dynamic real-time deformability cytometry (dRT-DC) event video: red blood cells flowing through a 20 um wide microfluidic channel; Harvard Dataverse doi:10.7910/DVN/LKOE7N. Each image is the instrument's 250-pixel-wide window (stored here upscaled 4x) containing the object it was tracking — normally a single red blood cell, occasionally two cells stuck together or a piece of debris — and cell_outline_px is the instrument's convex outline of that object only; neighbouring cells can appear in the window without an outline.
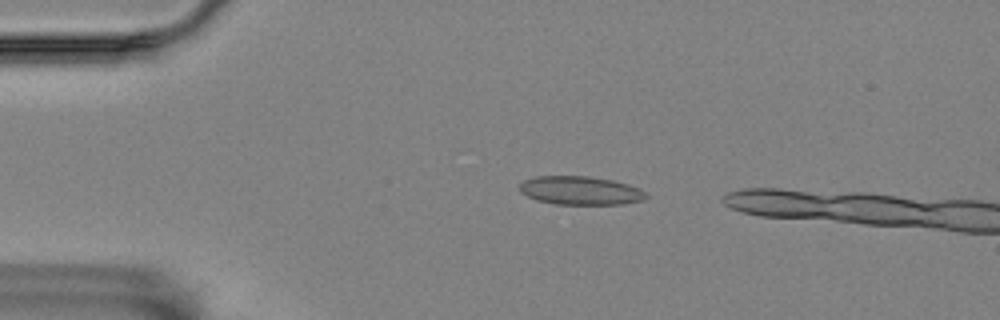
{"species": "Egyptian fruit bat (a non-hibernating species)", "species_latin": "Rousettus aegyptiacus", "temperature_condition": "room temperature", "stored_images_in_passage": 4, "camera_frame_rate_fps": 3000, "um_per_image_px": 0.085, "animal": {"sex": "female"}, "frame": {"image": 1, "passage_image": 2, "time_ms": 0.333, "image_size_px": [1000, 320], "cell_outline_px": [[648, 196], [644, 200], [620, 204], [556, 204], [536, 200], [520, 192], [520, 184], [524, 180], [536, 176], [588, 176], [612, 180], [628, 184], [648, 192]], "centroid_in_image_um": [49.35, 16.19], "position_along_channel_um": 35.6, "area_um2": 21.04}}